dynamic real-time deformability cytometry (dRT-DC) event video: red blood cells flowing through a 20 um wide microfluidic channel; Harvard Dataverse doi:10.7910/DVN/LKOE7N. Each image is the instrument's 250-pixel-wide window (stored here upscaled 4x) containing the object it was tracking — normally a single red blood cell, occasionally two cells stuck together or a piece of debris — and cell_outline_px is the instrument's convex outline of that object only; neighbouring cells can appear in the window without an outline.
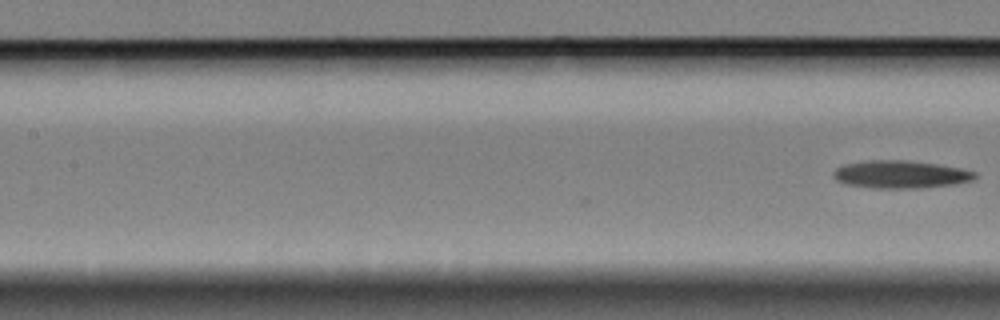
{"species": "Egyptian fruit bat (a non-hibernating species)", "species_latin": "Rousettus aegyptiacus", "temperature_condition": "cold", "stored_images_in_passage": 7, "camera_frame_rate_fps": 3000, "um_per_image_px": 0.085, "animal": {"sex": "female"}, "frame": {"image": 1, "passage_image": 7, "time_ms": 2.0, "image_size_px": [1000, 320], "cell_outline_px": [[976, 176], [972, 180], [956, 184], [920, 188], [872, 188], [844, 184], [836, 180], [832, 176], [832, 172], [836, 168], [844, 164], [868, 160], [904, 160], [936, 164], [960, 168], [976, 172]], "centroid_in_image_um": [76.5, 14.83], "position_along_channel_um": 130.9, "area_um2": 22.95}}